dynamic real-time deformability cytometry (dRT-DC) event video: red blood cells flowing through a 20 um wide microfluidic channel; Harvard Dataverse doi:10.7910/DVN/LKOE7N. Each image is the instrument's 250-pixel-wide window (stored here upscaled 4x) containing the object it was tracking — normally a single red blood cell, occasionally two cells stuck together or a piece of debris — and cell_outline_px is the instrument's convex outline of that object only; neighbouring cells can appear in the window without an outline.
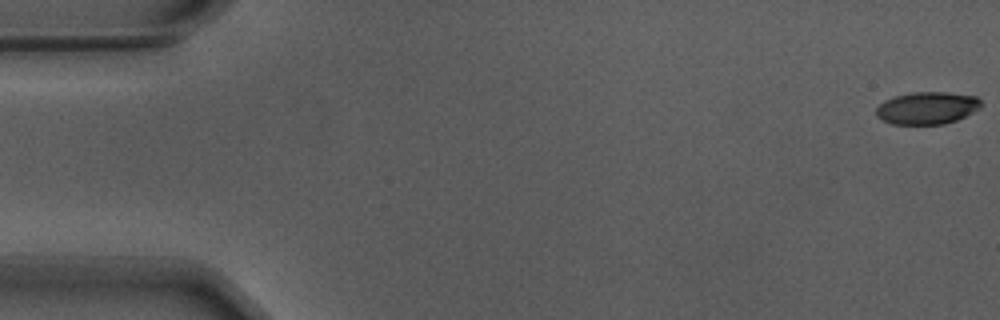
{"species": "Egyptian fruit bat (a non-hibernating species)", "species_latin": "Rousettus aegyptiacus", "temperature_condition": "warm", "stored_images_in_passage": 31, "camera_frame_rate_fps": 3000, "um_per_image_px": 0.085, "animal": {"sex": "male"}, "frame": {"image": 1, "passage_image": 1, "time_ms": 0.0, "image_size_px": [1000, 320], "cell_outline_px": [[984, 104], [980, 108], [956, 120], [944, 124], [892, 124], [876, 116], [876, 108], [884, 100], [892, 96], [912, 92], [948, 92], [976, 96]], "centroid_in_image_um": [78.8, 9.16], "position_along_channel_um": 6.2, "area_um2": 19.88}}
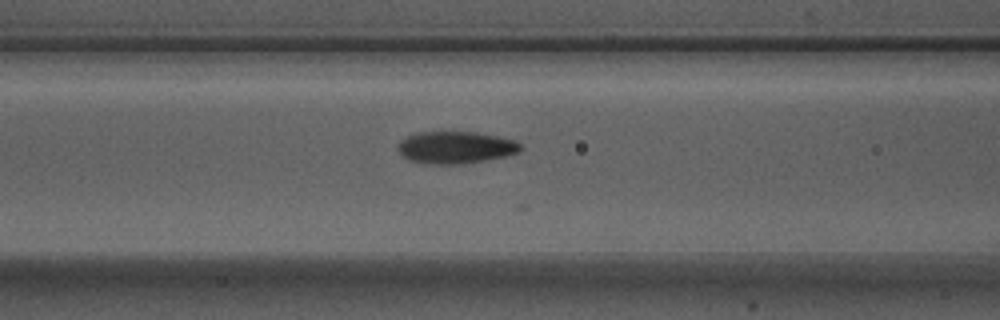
{"frame": {"image": 2, "passage_image": 23, "time_ms": 7.333, "image_size_px": [1000, 320], "cell_outline_px": [[524, 148], [520, 152], [504, 156], [484, 160], [456, 164], [424, 164], [408, 160], [396, 148], [400, 140], [416, 132], [476, 132], [516, 140]], "centroid_in_image_um": [38.71, 12.53], "position_along_channel_um": 127.9, "area_um2": 23.0}}
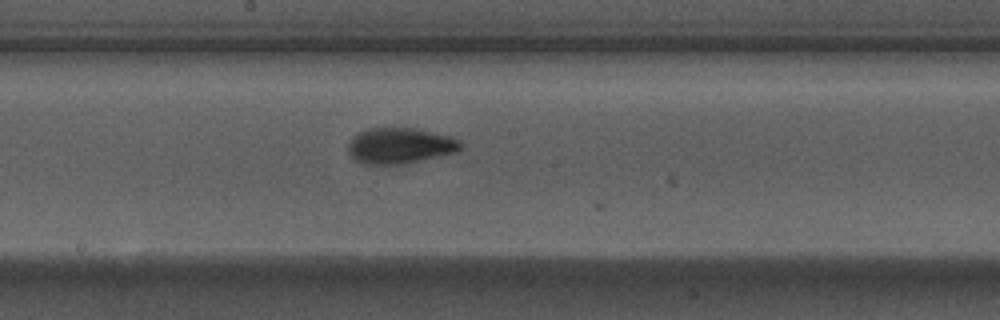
{"frame": {"image": 3, "passage_image": 30, "time_ms": 9.667, "image_size_px": [1000, 320], "cell_outline_px": [[464, 144], [456, 152], [404, 164], [364, 164], [356, 160], [348, 152], [348, 144], [352, 136], [368, 128], [416, 128], [452, 136], [460, 140]], "centroid_in_image_um": [34.01, 12.37], "position_along_channel_um": 214.2, "area_um2": 23.58}}